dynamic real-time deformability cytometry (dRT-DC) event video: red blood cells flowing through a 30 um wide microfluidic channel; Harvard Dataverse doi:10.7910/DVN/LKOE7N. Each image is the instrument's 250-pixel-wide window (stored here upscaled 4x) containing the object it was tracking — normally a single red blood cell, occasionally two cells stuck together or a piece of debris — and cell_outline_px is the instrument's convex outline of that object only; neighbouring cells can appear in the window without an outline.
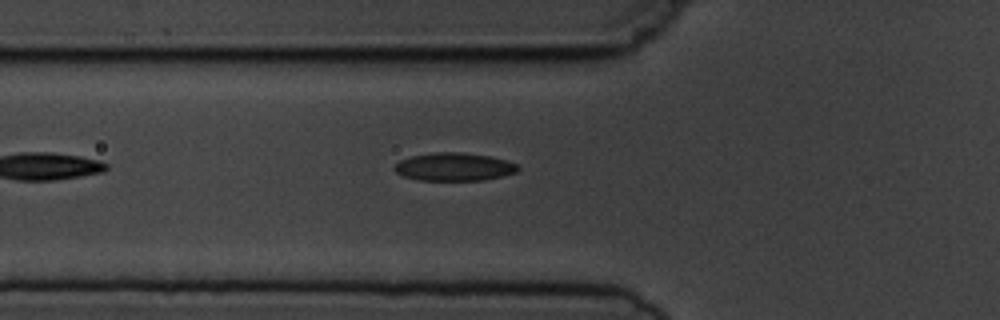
{"species": "common noctule bat (a hibernating species)", "species_latin": "Nyctalus noctula", "temperature_condition": "cold", "stored_images_in_passage": 2, "camera_frame_rate_fps": 3000, "um_per_image_px": 0.085, "animal": {"sex": "male", "body_mass_g": 19.5, "forearm_length_mm": 54.6}, "frame": {"image": 1, "passage_image": 2, "time_ms": 1.333, "image_size_px": [1000, 320], "cell_outline_px": [[520, 168], [516, 172], [484, 180], [420, 180], [404, 176], [396, 172], [392, 168], [400, 160], [412, 156], [436, 152], [460, 152], [488, 156], [508, 160], [516, 164]], "centroid_in_image_um": [38.6, 14.18], "position_along_channel_um": 87.2, "area_um2": 20.0}}